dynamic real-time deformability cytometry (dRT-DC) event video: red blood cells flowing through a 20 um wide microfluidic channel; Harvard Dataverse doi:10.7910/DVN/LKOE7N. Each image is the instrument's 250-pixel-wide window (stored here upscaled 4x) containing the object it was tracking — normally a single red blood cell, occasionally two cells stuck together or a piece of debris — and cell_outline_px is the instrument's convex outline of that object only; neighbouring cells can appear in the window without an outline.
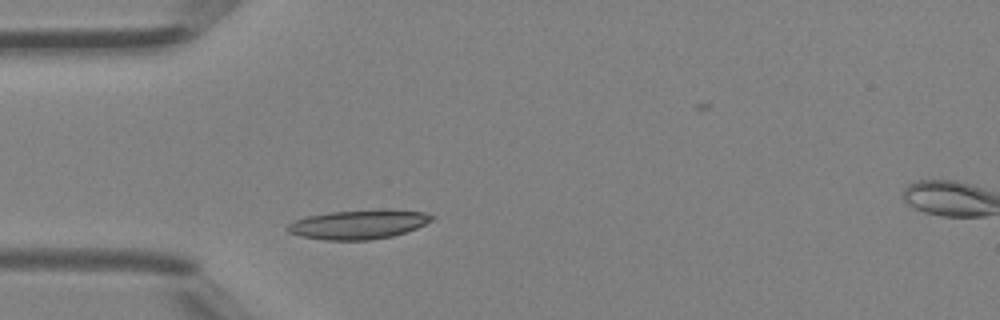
{"species": "Egyptian fruit bat (a non-hibernating species)", "species_latin": "Rousettus aegyptiacus", "temperature_condition": "room temperature", "stored_images_in_passage": 4, "camera_frame_rate_fps": 3000, "um_per_image_px": 0.085, "animal": {"sex": "female"}, "frame": {"image": 1, "passage_image": 3, "time_ms": 0.667, "image_size_px": [1000, 320], "cell_outline_px": [[436, 216], [432, 220], [416, 228], [392, 236], [368, 240], [324, 240], [300, 236], [288, 232], [284, 228], [288, 224], [296, 220], [308, 216], [328, 212], [424, 212]], "centroid_in_image_um": [30.37, 19.12], "position_along_channel_um": 54.6, "area_um2": 23.41}}